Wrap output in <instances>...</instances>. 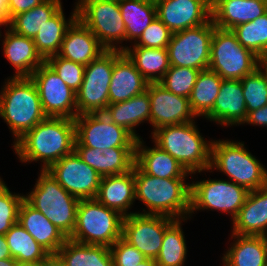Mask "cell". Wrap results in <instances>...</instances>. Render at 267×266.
Instances as JSON below:
<instances>
[{
  "label": "cell",
  "mask_w": 267,
  "mask_h": 266,
  "mask_svg": "<svg viewBox=\"0 0 267 266\" xmlns=\"http://www.w3.org/2000/svg\"><path fill=\"white\" fill-rule=\"evenodd\" d=\"M76 141L75 121L65 117H46L26 132L13 150L21 162H43L47 170L58 160L74 152Z\"/></svg>",
  "instance_id": "obj_1"
},
{
  "label": "cell",
  "mask_w": 267,
  "mask_h": 266,
  "mask_svg": "<svg viewBox=\"0 0 267 266\" xmlns=\"http://www.w3.org/2000/svg\"><path fill=\"white\" fill-rule=\"evenodd\" d=\"M135 199L148 208L144 215H162L175 220L190 217L191 184L186 178H158L134 164ZM188 215V216H187Z\"/></svg>",
  "instance_id": "obj_2"
},
{
  "label": "cell",
  "mask_w": 267,
  "mask_h": 266,
  "mask_svg": "<svg viewBox=\"0 0 267 266\" xmlns=\"http://www.w3.org/2000/svg\"><path fill=\"white\" fill-rule=\"evenodd\" d=\"M0 117L13 133V143L47 117L31 77L11 76L5 80L0 90Z\"/></svg>",
  "instance_id": "obj_3"
},
{
  "label": "cell",
  "mask_w": 267,
  "mask_h": 266,
  "mask_svg": "<svg viewBox=\"0 0 267 266\" xmlns=\"http://www.w3.org/2000/svg\"><path fill=\"white\" fill-rule=\"evenodd\" d=\"M153 142L169 153L188 172L210 171L211 143L200 134L195 121L164 126L151 133Z\"/></svg>",
  "instance_id": "obj_4"
},
{
  "label": "cell",
  "mask_w": 267,
  "mask_h": 266,
  "mask_svg": "<svg viewBox=\"0 0 267 266\" xmlns=\"http://www.w3.org/2000/svg\"><path fill=\"white\" fill-rule=\"evenodd\" d=\"M219 170L248 191L267 186V169L244 146V142L216 140L211 143L210 170Z\"/></svg>",
  "instance_id": "obj_5"
},
{
  "label": "cell",
  "mask_w": 267,
  "mask_h": 266,
  "mask_svg": "<svg viewBox=\"0 0 267 266\" xmlns=\"http://www.w3.org/2000/svg\"><path fill=\"white\" fill-rule=\"evenodd\" d=\"M39 175L24 200L69 238L75 228L79 199L67 192L47 170H41Z\"/></svg>",
  "instance_id": "obj_6"
},
{
  "label": "cell",
  "mask_w": 267,
  "mask_h": 266,
  "mask_svg": "<svg viewBox=\"0 0 267 266\" xmlns=\"http://www.w3.org/2000/svg\"><path fill=\"white\" fill-rule=\"evenodd\" d=\"M123 219L119 212L107 208L96 198L79 200L75 228L69 238L110 248L122 237Z\"/></svg>",
  "instance_id": "obj_7"
},
{
  "label": "cell",
  "mask_w": 267,
  "mask_h": 266,
  "mask_svg": "<svg viewBox=\"0 0 267 266\" xmlns=\"http://www.w3.org/2000/svg\"><path fill=\"white\" fill-rule=\"evenodd\" d=\"M76 6L78 19L107 50H124L123 45H118L126 41L118 0H78Z\"/></svg>",
  "instance_id": "obj_8"
},
{
  "label": "cell",
  "mask_w": 267,
  "mask_h": 266,
  "mask_svg": "<svg viewBox=\"0 0 267 266\" xmlns=\"http://www.w3.org/2000/svg\"><path fill=\"white\" fill-rule=\"evenodd\" d=\"M258 68V56L244 48L231 30L215 28L209 67L222 79L241 80Z\"/></svg>",
  "instance_id": "obj_9"
},
{
  "label": "cell",
  "mask_w": 267,
  "mask_h": 266,
  "mask_svg": "<svg viewBox=\"0 0 267 266\" xmlns=\"http://www.w3.org/2000/svg\"><path fill=\"white\" fill-rule=\"evenodd\" d=\"M122 53L121 50H106L86 65L83 82L76 92L77 115L105 112L114 61Z\"/></svg>",
  "instance_id": "obj_10"
},
{
  "label": "cell",
  "mask_w": 267,
  "mask_h": 266,
  "mask_svg": "<svg viewBox=\"0 0 267 266\" xmlns=\"http://www.w3.org/2000/svg\"><path fill=\"white\" fill-rule=\"evenodd\" d=\"M215 28L210 19L205 24L172 33L167 46L170 66L194 68L200 71L208 69Z\"/></svg>",
  "instance_id": "obj_11"
},
{
  "label": "cell",
  "mask_w": 267,
  "mask_h": 266,
  "mask_svg": "<svg viewBox=\"0 0 267 266\" xmlns=\"http://www.w3.org/2000/svg\"><path fill=\"white\" fill-rule=\"evenodd\" d=\"M249 191L230 180L208 179L191 183L190 214L198 210H217L230 214L233 220Z\"/></svg>",
  "instance_id": "obj_12"
},
{
  "label": "cell",
  "mask_w": 267,
  "mask_h": 266,
  "mask_svg": "<svg viewBox=\"0 0 267 266\" xmlns=\"http://www.w3.org/2000/svg\"><path fill=\"white\" fill-rule=\"evenodd\" d=\"M74 121L75 146L101 151L113 147H135L137 139L124 127L112 122L104 113L80 114Z\"/></svg>",
  "instance_id": "obj_13"
},
{
  "label": "cell",
  "mask_w": 267,
  "mask_h": 266,
  "mask_svg": "<svg viewBox=\"0 0 267 266\" xmlns=\"http://www.w3.org/2000/svg\"><path fill=\"white\" fill-rule=\"evenodd\" d=\"M37 86L41 106L47 117H77L76 92L44 62L30 76Z\"/></svg>",
  "instance_id": "obj_14"
},
{
  "label": "cell",
  "mask_w": 267,
  "mask_h": 266,
  "mask_svg": "<svg viewBox=\"0 0 267 266\" xmlns=\"http://www.w3.org/2000/svg\"><path fill=\"white\" fill-rule=\"evenodd\" d=\"M47 171L67 192L79 200L95 198L98 193L102 177L75 151L52 164Z\"/></svg>",
  "instance_id": "obj_15"
},
{
  "label": "cell",
  "mask_w": 267,
  "mask_h": 266,
  "mask_svg": "<svg viewBox=\"0 0 267 266\" xmlns=\"http://www.w3.org/2000/svg\"><path fill=\"white\" fill-rule=\"evenodd\" d=\"M175 221L162 215L130 214L123 219L122 237L147 258L156 259L165 231Z\"/></svg>",
  "instance_id": "obj_16"
},
{
  "label": "cell",
  "mask_w": 267,
  "mask_h": 266,
  "mask_svg": "<svg viewBox=\"0 0 267 266\" xmlns=\"http://www.w3.org/2000/svg\"><path fill=\"white\" fill-rule=\"evenodd\" d=\"M150 100V124L159 129L164 126L178 125L195 121L189 98L175 95L159 82H149L147 87Z\"/></svg>",
  "instance_id": "obj_17"
},
{
  "label": "cell",
  "mask_w": 267,
  "mask_h": 266,
  "mask_svg": "<svg viewBox=\"0 0 267 266\" xmlns=\"http://www.w3.org/2000/svg\"><path fill=\"white\" fill-rule=\"evenodd\" d=\"M157 17L172 32L207 23L211 19V0H157Z\"/></svg>",
  "instance_id": "obj_18"
},
{
  "label": "cell",
  "mask_w": 267,
  "mask_h": 266,
  "mask_svg": "<svg viewBox=\"0 0 267 266\" xmlns=\"http://www.w3.org/2000/svg\"><path fill=\"white\" fill-rule=\"evenodd\" d=\"M205 118L227 127L244 124L247 108L241 80H222L213 108Z\"/></svg>",
  "instance_id": "obj_19"
},
{
  "label": "cell",
  "mask_w": 267,
  "mask_h": 266,
  "mask_svg": "<svg viewBox=\"0 0 267 266\" xmlns=\"http://www.w3.org/2000/svg\"><path fill=\"white\" fill-rule=\"evenodd\" d=\"M106 50L77 17L66 30L58 55L86 66Z\"/></svg>",
  "instance_id": "obj_20"
},
{
  "label": "cell",
  "mask_w": 267,
  "mask_h": 266,
  "mask_svg": "<svg viewBox=\"0 0 267 266\" xmlns=\"http://www.w3.org/2000/svg\"><path fill=\"white\" fill-rule=\"evenodd\" d=\"M267 12V3L261 0H211V19L220 29L254 21Z\"/></svg>",
  "instance_id": "obj_21"
},
{
  "label": "cell",
  "mask_w": 267,
  "mask_h": 266,
  "mask_svg": "<svg viewBox=\"0 0 267 266\" xmlns=\"http://www.w3.org/2000/svg\"><path fill=\"white\" fill-rule=\"evenodd\" d=\"M231 221L233 234L267 237V186L249 191L237 216Z\"/></svg>",
  "instance_id": "obj_22"
},
{
  "label": "cell",
  "mask_w": 267,
  "mask_h": 266,
  "mask_svg": "<svg viewBox=\"0 0 267 266\" xmlns=\"http://www.w3.org/2000/svg\"><path fill=\"white\" fill-rule=\"evenodd\" d=\"M95 198L124 217L137 213L127 212L136 200L134 166L127 173L102 177Z\"/></svg>",
  "instance_id": "obj_23"
},
{
  "label": "cell",
  "mask_w": 267,
  "mask_h": 266,
  "mask_svg": "<svg viewBox=\"0 0 267 266\" xmlns=\"http://www.w3.org/2000/svg\"><path fill=\"white\" fill-rule=\"evenodd\" d=\"M149 82L123 52L115 61L109 85V104L124 102L147 90Z\"/></svg>",
  "instance_id": "obj_24"
},
{
  "label": "cell",
  "mask_w": 267,
  "mask_h": 266,
  "mask_svg": "<svg viewBox=\"0 0 267 266\" xmlns=\"http://www.w3.org/2000/svg\"><path fill=\"white\" fill-rule=\"evenodd\" d=\"M3 53L15 67L13 77H30L45 60L38 53L33 39L16 34L9 27L5 30Z\"/></svg>",
  "instance_id": "obj_25"
},
{
  "label": "cell",
  "mask_w": 267,
  "mask_h": 266,
  "mask_svg": "<svg viewBox=\"0 0 267 266\" xmlns=\"http://www.w3.org/2000/svg\"><path fill=\"white\" fill-rule=\"evenodd\" d=\"M18 223L51 255L57 254L67 239L53 223L25 200L19 207Z\"/></svg>",
  "instance_id": "obj_26"
},
{
  "label": "cell",
  "mask_w": 267,
  "mask_h": 266,
  "mask_svg": "<svg viewBox=\"0 0 267 266\" xmlns=\"http://www.w3.org/2000/svg\"><path fill=\"white\" fill-rule=\"evenodd\" d=\"M141 139H138L135 144V164L144 173L161 179L187 178L191 174L176 159L155 143V147L148 148Z\"/></svg>",
  "instance_id": "obj_27"
},
{
  "label": "cell",
  "mask_w": 267,
  "mask_h": 266,
  "mask_svg": "<svg viewBox=\"0 0 267 266\" xmlns=\"http://www.w3.org/2000/svg\"><path fill=\"white\" fill-rule=\"evenodd\" d=\"M223 266H267V237L233 234Z\"/></svg>",
  "instance_id": "obj_28"
},
{
  "label": "cell",
  "mask_w": 267,
  "mask_h": 266,
  "mask_svg": "<svg viewBox=\"0 0 267 266\" xmlns=\"http://www.w3.org/2000/svg\"><path fill=\"white\" fill-rule=\"evenodd\" d=\"M104 114L117 125L124 127L137 140L140 139L136 134L135 127L148 121L150 123V100L148 92L145 91L124 102L109 104Z\"/></svg>",
  "instance_id": "obj_29"
},
{
  "label": "cell",
  "mask_w": 267,
  "mask_h": 266,
  "mask_svg": "<svg viewBox=\"0 0 267 266\" xmlns=\"http://www.w3.org/2000/svg\"><path fill=\"white\" fill-rule=\"evenodd\" d=\"M68 20L65 19L61 7L45 24H43L33 38L34 44L41 57L46 60L60 52L66 30L77 18V6L73 9Z\"/></svg>",
  "instance_id": "obj_30"
},
{
  "label": "cell",
  "mask_w": 267,
  "mask_h": 266,
  "mask_svg": "<svg viewBox=\"0 0 267 266\" xmlns=\"http://www.w3.org/2000/svg\"><path fill=\"white\" fill-rule=\"evenodd\" d=\"M123 52L148 82H159L170 68L167 48L125 45Z\"/></svg>",
  "instance_id": "obj_31"
},
{
  "label": "cell",
  "mask_w": 267,
  "mask_h": 266,
  "mask_svg": "<svg viewBox=\"0 0 267 266\" xmlns=\"http://www.w3.org/2000/svg\"><path fill=\"white\" fill-rule=\"evenodd\" d=\"M68 266H114L110 248L67 238L56 254Z\"/></svg>",
  "instance_id": "obj_32"
},
{
  "label": "cell",
  "mask_w": 267,
  "mask_h": 266,
  "mask_svg": "<svg viewBox=\"0 0 267 266\" xmlns=\"http://www.w3.org/2000/svg\"><path fill=\"white\" fill-rule=\"evenodd\" d=\"M123 21L126 26V41H137L143 31L157 17L155 1L118 0Z\"/></svg>",
  "instance_id": "obj_33"
},
{
  "label": "cell",
  "mask_w": 267,
  "mask_h": 266,
  "mask_svg": "<svg viewBox=\"0 0 267 266\" xmlns=\"http://www.w3.org/2000/svg\"><path fill=\"white\" fill-rule=\"evenodd\" d=\"M62 6L61 0H45L29 11L17 14L9 21V28L16 34L33 39Z\"/></svg>",
  "instance_id": "obj_34"
},
{
  "label": "cell",
  "mask_w": 267,
  "mask_h": 266,
  "mask_svg": "<svg viewBox=\"0 0 267 266\" xmlns=\"http://www.w3.org/2000/svg\"><path fill=\"white\" fill-rule=\"evenodd\" d=\"M222 78L210 69L200 71L189 97V102L196 117H206L213 108L219 94Z\"/></svg>",
  "instance_id": "obj_35"
},
{
  "label": "cell",
  "mask_w": 267,
  "mask_h": 266,
  "mask_svg": "<svg viewBox=\"0 0 267 266\" xmlns=\"http://www.w3.org/2000/svg\"><path fill=\"white\" fill-rule=\"evenodd\" d=\"M12 258L20 262H42L51 254L17 222L5 234Z\"/></svg>",
  "instance_id": "obj_36"
},
{
  "label": "cell",
  "mask_w": 267,
  "mask_h": 266,
  "mask_svg": "<svg viewBox=\"0 0 267 266\" xmlns=\"http://www.w3.org/2000/svg\"><path fill=\"white\" fill-rule=\"evenodd\" d=\"M185 220H176L165 231L160 252L155 259L158 266H184L188 251L181 223Z\"/></svg>",
  "instance_id": "obj_37"
},
{
  "label": "cell",
  "mask_w": 267,
  "mask_h": 266,
  "mask_svg": "<svg viewBox=\"0 0 267 266\" xmlns=\"http://www.w3.org/2000/svg\"><path fill=\"white\" fill-rule=\"evenodd\" d=\"M231 31L244 48L259 56L267 46V12L254 21L236 26Z\"/></svg>",
  "instance_id": "obj_38"
},
{
  "label": "cell",
  "mask_w": 267,
  "mask_h": 266,
  "mask_svg": "<svg viewBox=\"0 0 267 266\" xmlns=\"http://www.w3.org/2000/svg\"><path fill=\"white\" fill-rule=\"evenodd\" d=\"M247 115L267 104V70L256 68L241 79Z\"/></svg>",
  "instance_id": "obj_39"
},
{
  "label": "cell",
  "mask_w": 267,
  "mask_h": 266,
  "mask_svg": "<svg viewBox=\"0 0 267 266\" xmlns=\"http://www.w3.org/2000/svg\"><path fill=\"white\" fill-rule=\"evenodd\" d=\"M200 70L179 66H170L159 83L175 95L189 98Z\"/></svg>",
  "instance_id": "obj_40"
},
{
  "label": "cell",
  "mask_w": 267,
  "mask_h": 266,
  "mask_svg": "<svg viewBox=\"0 0 267 266\" xmlns=\"http://www.w3.org/2000/svg\"><path fill=\"white\" fill-rule=\"evenodd\" d=\"M103 152V177L120 175L133 169L135 147H113Z\"/></svg>",
  "instance_id": "obj_41"
},
{
  "label": "cell",
  "mask_w": 267,
  "mask_h": 266,
  "mask_svg": "<svg viewBox=\"0 0 267 266\" xmlns=\"http://www.w3.org/2000/svg\"><path fill=\"white\" fill-rule=\"evenodd\" d=\"M23 200V194H13L0 178V234L5 235L18 222V211Z\"/></svg>",
  "instance_id": "obj_42"
},
{
  "label": "cell",
  "mask_w": 267,
  "mask_h": 266,
  "mask_svg": "<svg viewBox=\"0 0 267 266\" xmlns=\"http://www.w3.org/2000/svg\"><path fill=\"white\" fill-rule=\"evenodd\" d=\"M45 62L74 92L80 89L84 78L85 65L64 59L58 54L49 57Z\"/></svg>",
  "instance_id": "obj_43"
},
{
  "label": "cell",
  "mask_w": 267,
  "mask_h": 266,
  "mask_svg": "<svg viewBox=\"0 0 267 266\" xmlns=\"http://www.w3.org/2000/svg\"><path fill=\"white\" fill-rule=\"evenodd\" d=\"M172 32L156 17L154 21L143 31L133 46L147 48H167Z\"/></svg>",
  "instance_id": "obj_44"
},
{
  "label": "cell",
  "mask_w": 267,
  "mask_h": 266,
  "mask_svg": "<svg viewBox=\"0 0 267 266\" xmlns=\"http://www.w3.org/2000/svg\"><path fill=\"white\" fill-rule=\"evenodd\" d=\"M114 266H137L147 257L136 247H133L123 237H120L111 247Z\"/></svg>",
  "instance_id": "obj_45"
},
{
  "label": "cell",
  "mask_w": 267,
  "mask_h": 266,
  "mask_svg": "<svg viewBox=\"0 0 267 266\" xmlns=\"http://www.w3.org/2000/svg\"><path fill=\"white\" fill-rule=\"evenodd\" d=\"M74 151L86 164L103 177V152L101 150L85 146H75Z\"/></svg>",
  "instance_id": "obj_46"
},
{
  "label": "cell",
  "mask_w": 267,
  "mask_h": 266,
  "mask_svg": "<svg viewBox=\"0 0 267 266\" xmlns=\"http://www.w3.org/2000/svg\"><path fill=\"white\" fill-rule=\"evenodd\" d=\"M45 0H7V20L10 21L19 13L29 11Z\"/></svg>",
  "instance_id": "obj_47"
},
{
  "label": "cell",
  "mask_w": 267,
  "mask_h": 266,
  "mask_svg": "<svg viewBox=\"0 0 267 266\" xmlns=\"http://www.w3.org/2000/svg\"><path fill=\"white\" fill-rule=\"evenodd\" d=\"M244 123L267 127V104L262 108L250 112Z\"/></svg>",
  "instance_id": "obj_48"
},
{
  "label": "cell",
  "mask_w": 267,
  "mask_h": 266,
  "mask_svg": "<svg viewBox=\"0 0 267 266\" xmlns=\"http://www.w3.org/2000/svg\"><path fill=\"white\" fill-rule=\"evenodd\" d=\"M12 258L5 235L0 234V260Z\"/></svg>",
  "instance_id": "obj_49"
},
{
  "label": "cell",
  "mask_w": 267,
  "mask_h": 266,
  "mask_svg": "<svg viewBox=\"0 0 267 266\" xmlns=\"http://www.w3.org/2000/svg\"><path fill=\"white\" fill-rule=\"evenodd\" d=\"M9 26V21L7 20V0H0V27Z\"/></svg>",
  "instance_id": "obj_50"
},
{
  "label": "cell",
  "mask_w": 267,
  "mask_h": 266,
  "mask_svg": "<svg viewBox=\"0 0 267 266\" xmlns=\"http://www.w3.org/2000/svg\"><path fill=\"white\" fill-rule=\"evenodd\" d=\"M258 67L267 70V46L263 52L258 56Z\"/></svg>",
  "instance_id": "obj_51"
},
{
  "label": "cell",
  "mask_w": 267,
  "mask_h": 266,
  "mask_svg": "<svg viewBox=\"0 0 267 266\" xmlns=\"http://www.w3.org/2000/svg\"><path fill=\"white\" fill-rule=\"evenodd\" d=\"M36 266H55V254L50 255L42 262H36Z\"/></svg>",
  "instance_id": "obj_52"
},
{
  "label": "cell",
  "mask_w": 267,
  "mask_h": 266,
  "mask_svg": "<svg viewBox=\"0 0 267 266\" xmlns=\"http://www.w3.org/2000/svg\"><path fill=\"white\" fill-rule=\"evenodd\" d=\"M16 260L14 258H7L0 260V266H15Z\"/></svg>",
  "instance_id": "obj_53"
},
{
  "label": "cell",
  "mask_w": 267,
  "mask_h": 266,
  "mask_svg": "<svg viewBox=\"0 0 267 266\" xmlns=\"http://www.w3.org/2000/svg\"><path fill=\"white\" fill-rule=\"evenodd\" d=\"M137 266H158L157 262L153 258H147Z\"/></svg>",
  "instance_id": "obj_54"
},
{
  "label": "cell",
  "mask_w": 267,
  "mask_h": 266,
  "mask_svg": "<svg viewBox=\"0 0 267 266\" xmlns=\"http://www.w3.org/2000/svg\"><path fill=\"white\" fill-rule=\"evenodd\" d=\"M15 266H36V262H20L16 261Z\"/></svg>",
  "instance_id": "obj_55"
},
{
  "label": "cell",
  "mask_w": 267,
  "mask_h": 266,
  "mask_svg": "<svg viewBox=\"0 0 267 266\" xmlns=\"http://www.w3.org/2000/svg\"><path fill=\"white\" fill-rule=\"evenodd\" d=\"M55 266H68V265L55 254Z\"/></svg>",
  "instance_id": "obj_56"
}]
</instances>
